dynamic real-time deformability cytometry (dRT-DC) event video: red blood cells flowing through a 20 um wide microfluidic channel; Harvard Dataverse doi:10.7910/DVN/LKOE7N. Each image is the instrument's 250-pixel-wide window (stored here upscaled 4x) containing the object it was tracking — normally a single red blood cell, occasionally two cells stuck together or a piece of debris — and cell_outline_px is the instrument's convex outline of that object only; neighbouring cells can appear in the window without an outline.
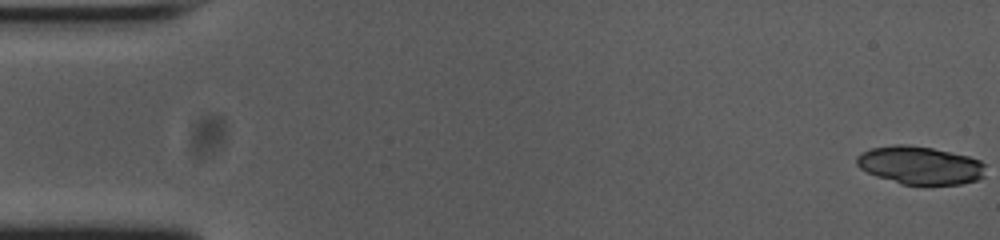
{"species": "common noctule bat (a hibernating species)", "species_latin": "Nyctalus noctula", "temperature_condition": "cold", "stored_images_in_passage": 54, "camera_frame_rate_fps": 3000, "um_per_image_px": 0.085, "animal": {"sex": "female", "body_mass_g": 23.0, "forearm_length_mm": 53.4}, "frame": {"image": 1, "passage_image": 1, "time_ms": 0.0, "image_size_px": [1000, 240], "cell_outline_px": [[984, 176], [976, 180], [960, 184], [928, 188], [924, 188], [900, 184], [876, 176], [860, 168], [856, 164], [856, 156], [860, 152], [872, 148], [896, 144], [904, 144], [932, 148], [968, 156], [980, 160], [984, 164]], "centroid_in_image_um": [78.19, 14.1], "position_along_channel_um": 6.8, "area_um2": 29.36}}
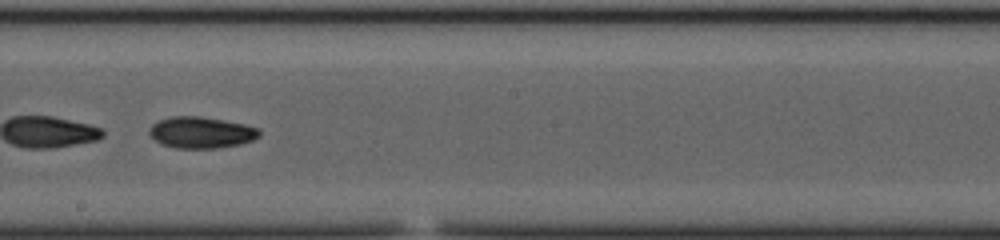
{"frame": {"image": 2, "passage_image": 31, "time_ms": 10.0, "image_size_px": [1000, 240], "cell_outline_px": [[260, 136], [252, 140], [240, 144], [216, 148], [176, 148], [160, 144], [148, 132], [148, 128], [152, 124], [160, 120], [172, 116], [200, 116], [224, 120], [244, 124], [260, 128]], "centroid_in_image_um": [17.1, 11.26], "position_along_channel_um": 231.1, "area_um2": 20.17}, "authors_computed_cell_mechanics": {"area_um2": 29.2757, "velocity_mm_per_s": 3.7487, "shape_relaxation_time_tau1_ms": 3.3763, "shape_relaxation_time_tau2_ms": null, "deformation_change_tau1": 0.1322, "deformation_change_tau2": null}}